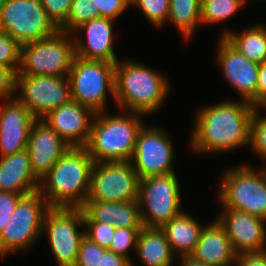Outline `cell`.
<instances>
[{
  "instance_id": "cell-1",
  "label": "cell",
  "mask_w": 266,
  "mask_h": 266,
  "mask_svg": "<svg viewBox=\"0 0 266 266\" xmlns=\"http://www.w3.org/2000/svg\"><path fill=\"white\" fill-rule=\"evenodd\" d=\"M256 108L242 99L203 107L195 118L190 145L196 152L218 154L250 144L251 118Z\"/></svg>"
},
{
  "instance_id": "cell-2",
  "label": "cell",
  "mask_w": 266,
  "mask_h": 266,
  "mask_svg": "<svg viewBox=\"0 0 266 266\" xmlns=\"http://www.w3.org/2000/svg\"><path fill=\"white\" fill-rule=\"evenodd\" d=\"M94 161L84 147H70L40 179L49 207L82 208L90 191Z\"/></svg>"
},
{
  "instance_id": "cell-3",
  "label": "cell",
  "mask_w": 266,
  "mask_h": 266,
  "mask_svg": "<svg viewBox=\"0 0 266 266\" xmlns=\"http://www.w3.org/2000/svg\"><path fill=\"white\" fill-rule=\"evenodd\" d=\"M169 84L165 75L148 66L118 61L114 69V100L127 112L152 114L168 96Z\"/></svg>"
},
{
  "instance_id": "cell-4",
  "label": "cell",
  "mask_w": 266,
  "mask_h": 266,
  "mask_svg": "<svg viewBox=\"0 0 266 266\" xmlns=\"http://www.w3.org/2000/svg\"><path fill=\"white\" fill-rule=\"evenodd\" d=\"M140 116V117H139ZM143 114H95L85 149L94 162L130 161L143 127Z\"/></svg>"
},
{
  "instance_id": "cell-5",
  "label": "cell",
  "mask_w": 266,
  "mask_h": 266,
  "mask_svg": "<svg viewBox=\"0 0 266 266\" xmlns=\"http://www.w3.org/2000/svg\"><path fill=\"white\" fill-rule=\"evenodd\" d=\"M221 206L266 220V168L243 165L225 172L220 182Z\"/></svg>"
},
{
  "instance_id": "cell-6",
  "label": "cell",
  "mask_w": 266,
  "mask_h": 266,
  "mask_svg": "<svg viewBox=\"0 0 266 266\" xmlns=\"http://www.w3.org/2000/svg\"><path fill=\"white\" fill-rule=\"evenodd\" d=\"M70 38L68 32L59 30L48 38L21 45V64L16 75L68 77L76 56L73 37Z\"/></svg>"
},
{
  "instance_id": "cell-7",
  "label": "cell",
  "mask_w": 266,
  "mask_h": 266,
  "mask_svg": "<svg viewBox=\"0 0 266 266\" xmlns=\"http://www.w3.org/2000/svg\"><path fill=\"white\" fill-rule=\"evenodd\" d=\"M49 208L39 191L23 196L0 234V257L27 251L43 234V220Z\"/></svg>"
},
{
  "instance_id": "cell-8",
  "label": "cell",
  "mask_w": 266,
  "mask_h": 266,
  "mask_svg": "<svg viewBox=\"0 0 266 266\" xmlns=\"http://www.w3.org/2000/svg\"><path fill=\"white\" fill-rule=\"evenodd\" d=\"M115 63L75 56L69 72L71 98L95 113L104 112L107 94L114 98Z\"/></svg>"
},
{
  "instance_id": "cell-9",
  "label": "cell",
  "mask_w": 266,
  "mask_h": 266,
  "mask_svg": "<svg viewBox=\"0 0 266 266\" xmlns=\"http://www.w3.org/2000/svg\"><path fill=\"white\" fill-rule=\"evenodd\" d=\"M137 202L144 227L161 228L182 213L180 186L175 173L141 179Z\"/></svg>"
},
{
  "instance_id": "cell-10",
  "label": "cell",
  "mask_w": 266,
  "mask_h": 266,
  "mask_svg": "<svg viewBox=\"0 0 266 266\" xmlns=\"http://www.w3.org/2000/svg\"><path fill=\"white\" fill-rule=\"evenodd\" d=\"M0 30L20 45L48 38L59 31L41 0H7L0 10Z\"/></svg>"
},
{
  "instance_id": "cell-11",
  "label": "cell",
  "mask_w": 266,
  "mask_h": 266,
  "mask_svg": "<svg viewBox=\"0 0 266 266\" xmlns=\"http://www.w3.org/2000/svg\"><path fill=\"white\" fill-rule=\"evenodd\" d=\"M82 208L50 207L44 216L42 233L49 238L50 249L58 266H74L85 231ZM47 232V233H46Z\"/></svg>"
},
{
  "instance_id": "cell-12",
  "label": "cell",
  "mask_w": 266,
  "mask_h": 266,
  "mask_svg": "<svg viewBox=\"0 0 266 266\" xmlns=\"http://www.w3.org/2000/svg\"><path fill=\"white\" fill-rule=\"evenodd\" d=\"M139 183L130 161L94 162L87 200L137 201Z\"/></svg>"
},
{
  "instance_id": "cell-13",
  "label": "cell",
  "mask_w": 266,
  "mask_h": 266,
  "mask_svg": "<svg viewBox=\"0 0 266 266\" xmlns=\"http://www.w3.org/2000/svg\"><path fill=\"white\" fill-rule=\"evenodd\" d=\"M15 91L36 119H42L50 111L69 103L71 86L68 77L48 75H16Z\"/></svg>"
},
{
  "instance_id": "cell-14",
  "label": "cell",
  "mask_w": 266,
  "mask_h": 266,
  "mask_svg": "<svg viewBox=\"0 0 266 266\" xmlns=\"http://www.w3.org/2000/svg\"><path fill=\"white\" fill-rule=\"evenodd\" d=\"M173 146L169 135L157 126L140 129L133 156L130 160L140 180L158 175L175 173Z\"/></svg>"
},
{
  "instance_id": "cell-15",
  "label": "cell",
  "mask_w": 266,
  "mask_h": 266,
  "mask_svg": "<svg viewBox=\"0 0 266 266\" xmlns=\"http://www.w3.org/2000/svg\"><path fill=\"white\" fill-rule=\"evenodd\" d=\"M217 61L229 84L241 99L257 107V82L259 64L249 61L224 37L220 36Z\"/></svg>"
},
{
  "instance_id": "cell-16",
  "label": "cell",
  "mask_w": 266,
  "mask_h": 266,
  "mask_svg": "<svg viewBox=\"0 0 266 266\" xmlns=\"http://www.w3.org/2000/svg\"><path fill=\"white\" fill-rule=\"evenodd\" d=\"M218 222L224 227L236 255L266 250V220L224 208Z\"/></svg>"
},
{
  "instance_id": "cell-17",
  "label": "cell",
  "mask_w": 266,
  "mask_h": 266,
  "mask_svg": "<svg viewBox=\"0 0 266 266\" xmlns=\"http://www.w3.org/2000/svg\"><path fill=\"white\" fill-rule=\"evenodd\" d=\"M113 22L114 20L110 18L97 17L75 28L70 33V35L73 34L75 55L85 60L116 64L118 60L113 47ZM81 32L86 33L84 37L86 39ZM74 34L77 36L75 37Z\"/></svg>"
},
{
  "instance_id": "cell-18",
  "label": "cell",
  "mask_w": 266,
  "mask_h": 266,
  "mask_svg": "<svg viewBox=\"0 0 266 266\" xmlns=\"http://www.w3.org/2000/svg\"><path fill=\"white\" fill-rule=\"evenodd\" d=\"M36 118L16 97L0 106V157L27 148L31 127Z\"/></svg>"
},
{
  "instance_id": "cell-19",
  "label": "cell",
  "mask_w": 266,
  "mask_h": 266,
  "mask_svg": "<svg viewBox=\"0 0 266 266\" xmlns=\"http://www.w3.org/2000/svg\"><path fill=\"white\" fill-rule=\"evenodd\" d=\"M95 114L92 109L71 100L50 111L42 120L70 147H85Z\"/></svg>"
},
{
  "instance_id": "cell-20",
  "label": "cell",
  "mask_w": 266,
  "mask_h": 266,
  "mask_svg": "<svg viewBox=\"0 0 266 266\" xmlns=\"http://www.w3.org/2000/svg\"><path fill=\"white\" fill-rule=\"evenodd\" d=\"M69 148L70 146L44 120H35L30 130L26 149L33 173L39 179Z\"/></svg>"
},
{
  "instance_id": "cell-21",
  "label": "cell",
  "mask_w": 266,
  "mask_h": 266,
  "mask_svg": "<svg viewBox=\"0 0 266 266\" xmlns=\"http://www.w3.org/2000/svg\"><path fill=\"white\" fill-rule=\"evenodd\" d=\"M27 149L0 157V191L28 195L39 190Z\"/></svg>"
},
{
  "instance_id": "cell-22",
  "label": "cell",
  "mask_w": 266,
  "mask_h": 266,
  "mask_svg": "<svg viewBox=\"0 0 266 266\" xmlns=\"http://www.w3.org/2000/svg\"><path fill=\"white\" fill-rule=\"evenodd\" d=\"M191 256L209 266H233L237 255L224 227L216 219L204 227Z\"/></svg>"
},
{
  "instance_id": "cell-23",
  "label": "cell",
  "mask_w": 266,
  "mask_h": 266,
  "mask_svg": "<svg viewBox=\"0 0 266 266\" xmlns=\"http://www.w3.org/2000/svg\"><path fill=\"white\" fill-rule=\"evenodd\" d=\"M83 209L84 221L112 224L115 228H142L137 201L115 202L87 200Z\"/></svg>"
},
{
  "instance_id": "cell-24",
  "label": "cell",
  "mask_w": 266,
  "mask_h": 266,
  "mask_svg": "<svg viewBox=\"0 0 266 266\" xmlns=\"http://www.w3.org/2000/svg\"><path fill=\"white\" fill-rule=\"evenodd\" d=\"M161 229L174 255H191L204 227L185 211L165 223Z\"/></svg>"
},
{
  "instance_id": "cell-25",
  "label": "cell",
  "mask_w": 266,
  "mask_h": 266,
  "mask_svg": "<svg viewBox=\"0 0 266 266\" xmlns=\"http://www.w3.org/2000/svg\"><path fill=\"white\" fill-rule=\"evenodd\" d=\"M135 252L145 266H172L175 257L164 231L157 227L141 228Z\"/></svg>"
},
{
  "instance_id": "cell-26",
  "label": "cell",
  "mask_w": 266,
  "mask_h": 266,
  "mask_svg": "<svg viewBox=\"0 0 266 266\" xmlns=\"http://www.w3.org/2000/svg\"><path fill=\"white\" fill-rule=\"evenodd\" d=\"M232 46H234L249 61L261 64L266 61V26L256 24L241 33L226 30L222 33Z\"/></svg>"
},
{
  "instance_id": "cell-27",
  "label": "cell",
  "mask_w": 266,
  "mask_h": 266,
  "mask_svg": "<svg viewBox=\"0 0 266 266\" xmlns=\"http://www.w3.org/2000/svg\"><path fill=\"white\" fill-rule=\"evenodd\" d=\"M200 5L201 0H169L167 21L173 22L185 40H189L198 24H202Z\"/></svg>"
},
{
  "instance_id": "cell-28",
  "label": "cell",
  "mask_w": 266,
  "mask_h": 266,
  "mask_svg": "<svg viewBox=\"0 0 266 266\" xmlns=\"http://www.w3.org/2000/svg\"><path fill=\"white\" fill-rule=\"evenodd\" d=\"M245 6L242 0H201V23L219 24Z\"/></svg>"
},
{
  "instance_id": "cell-29",
  "label": "cell",
  "mask_w": 266,
  "mask_h": 266,
  "mask_svg": "<svg viewBox=\"0 0 266 266\" xmlns=\"http://www.w3.org/2000/svg\"><path fill=\"white\" fill-rule=\"evenodd\" d=\"M97 17L99 11L94 7L93 0H72L68 19L59 30L72 33L79 25Z\"/></svg>"
},
{
  "instance_id": "cell-30",
  "label": "cell",
  "mask_w": 266,
  "mask_h": 266,
  "mask_svg": "<svg viewBox=\"0 0 266 266\" xmlns=\"http://www.w3.org/2000/svg\"><path fill=\"white\" fill-rule=\"evenodd\" d=\"M138 6L149 22L161 27L170 13L169 0H131V5Z\"/></svg>"
},
{
  "instance_id": "cell-31",
  "label": "cell",
  "mask_w": 266,
  "mask_h": 266,
  "mask_svg": "<svg viewBox=\"0 0 266 266\" xmlns=\"http://www.w3.org/2000/svg\"><path fill=\"white\" fill-rule=\"evenodd\" d=\"M21 64V45L8 33L0 30V65L11 68L16 74Z\"/></svg>"
},
{
  "instance_id": "cell-32",
  "label": "cell",
  "mask_w": 266,
  "mask_h": 266,
  "mask_svg": "<svg viewBox=\"0 0 266 266\" xmlns=\"http://www.w3.org/2000/svg\"><path fill=\"white\" fill-rule=\"evenodd\" d=\"M140 230L141 228H116L108 250L124 256L131 262V266H134L129 250L131 248L136 250V242Z\"/></svg>"
},
{
  "instance_id": "cell-33",
  "label": "cell",
  "mask_w": 266,
  "mask_h": 266,
  "mask_svg": "<svg viewBox=\"0 0 266 266\" xmlns=\"http://www.w3.org/2000/svg\"><path fill=\"white\" fill-rule=\"evenodd\" d=\"M259 110L260 108H256L251 118L249 145L257 155L266 160V116L260 117Z\"/></svg>"
},
{
  "instance_id": "cell-34",
  "label": "cell",
  "mask_w": 266,
  "mask_h": 266,
  "mask_svg": "<svg viewBox=\"0 0 266 266\" xmlns=\"http://www.w3.org/2000/svg\"><path fill=\"white\" fill-rule=\"evenodd\" d=\"M84 225L85 237L100 247L109 249L116 230L114 225L98 221H84Z\"/></svg>"
},
{
  "instance_id": "cell-35",
  "label": "cell",
  "mask_w": 266,
  "mask_h": 266,
  "mask_svg": "<svg viewBox=\"0 0 266 266\" xmlns=\"http://www.w3.org/2000/svg\"><path fill=\"white\" fill-rule=\"evenodd\" d=\"M106 250L84 236L80 242L78 257L74 266H99L101 256Z\"/></svg>"
},
{
  "instance_id": "cell-36",
  "label": "cell",
  "mask_w": 266,
  "mask_h": 266,
  "mask_svg": "<svg viewBox=\"0 0 266 266\" xmlns=\"http://www.w3.org/2000/svg\"><path fill=\"white\" fill-rule=\"evenodd\" d=\"M72 0H41L49 19L60 29L67 21Z\"/></svg>"
},
{
  "instance_id": "cell-37",
  "label": "cell",
  "mask_w": 266,
  "mask_h": 266,
  "mask_svg": "<svg viewBox=\"0 0 266 266\" xmlns=\"http://www.w3.org/2000/svg\"><path fill=\"white\" fill-rule=\"evenodd\" d=\"M93 2L99 11V17L112 20L119 17L131 5L129 0H93Z\"/></svg>"
},
{
  "instance_id": "cell-38",
  "label": "cell",
  "mask_w": 266,
  "mask_h": 266,
  "mask_svg": "<svg viewBox=\"0 0 266 266\" xmlns=\"http://www.w3.org/2000/svg\"><path fill=\"white\" fill-rule=\"evenodd\" d=\"M25 195L0 191V234L8 223L18 201Z\"/></svg>"
},
{
  "instance_id": "cell-39",
  "label": "cell",
  "mask_w": 266,
  "mask_h": 266,
  "mask_svg": "<svg viewBox=\"0 0 266 266\" xmlns=\"http://www.w3.org/2000/svg\"><path fill=\"white\" fill-rule=\"evenodd\" d=\"M16 87V73L8 67L0 65V98L9 100L17 95Z\"/></svg>"
},
{
  "instance_id": "cell-40",
  "label": "cell",
  "mask_w": 266,
  "mask_h": 266,
  "mask_svg": "<svg viewBox=\"0 0 266 266\" xmlns=\"http://www.w3.org/2000/svg\"><path fill=\"white\" fill-rule=\"evenodd\" d=\"M235 266H266V250L236 256Z\"/></svg>"
},
{
  "instance_id": "cell-41",
  "label": "cell",
  "mask_w": 266,
  "mask_h": 266,
  "mask_svg": "<svg viewBox=\"0 0 266 266\" xmlns=\"http://www.w3.org/2000/svg\"><path fill=\"white\" fill-rule=\"evenodd\" d=\"M257 108H266V61L258 69Z\"/></svg>"
},
{
  "instance_id": "cell-42",
  "label": "cell",
  "mask_w": 266,
  "mask_h": 266,
  "mask_svg": "<svg viewBox=\"0 0 266 266\" xmlns=\"http://www.w3.org/2000/svg\"><path fill=\"white\" fill-rule=\"evenodd\" d=\"M99 266H131V262L124 256L107 249L101 256Z\"/></svg>"
},
{
  "instance_id": "cell-43",
  "label": "cell",
  "mask_w": 266,
  "mask_h": 266,
  "mask_svg": "<svg viewBox=\"0 0 266 266\" xmlns=\"http://www.w3.org/2000/svg\"><path fill=\"white\" fill-rule=\"evenodd\" d=\"M180 266H209L202 261L196 260L191 255L180 256Z\"/></svg>"
},
{
  "instance_id": "cell-44",
  "label": "cell",
  "mask_w": 266,
  "mask_h": 266,
  "mask_svg": "<svg viewBox=\"0 0 266 266\" xmlns=\"http://www.w3.org/2000/svg\"><path fill=\"white\" fill-rule=\"evenodd\" d=\"M7 0H0V10L3 7V5L6 3Z\"/></svg>"
}]
</instances>
